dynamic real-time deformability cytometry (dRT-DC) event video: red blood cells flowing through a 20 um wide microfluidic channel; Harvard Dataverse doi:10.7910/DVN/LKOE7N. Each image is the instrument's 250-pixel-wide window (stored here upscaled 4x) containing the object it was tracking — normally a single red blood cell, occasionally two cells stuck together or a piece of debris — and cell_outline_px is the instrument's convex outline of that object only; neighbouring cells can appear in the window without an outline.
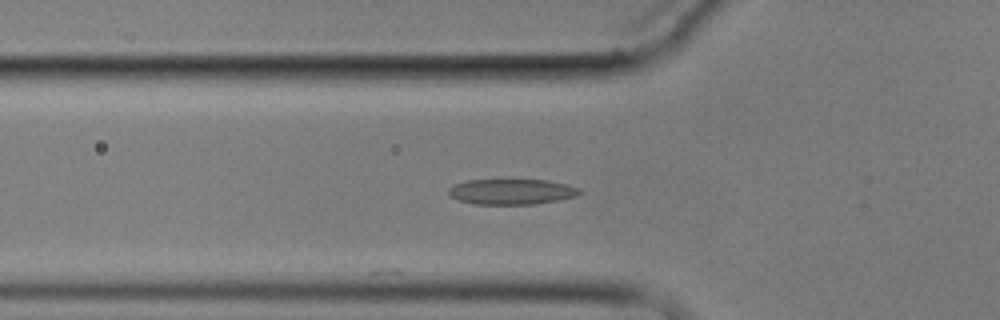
{"species": "common noctule bat (a hibernating species)", "species_latin": "Nyctalus noctula", "temperature_condition": "cold", "stored_images_in_passage": 5, "camera_frame_rate_fps": 3000, "um_per_image_px": 0.085, "animal": {"sex": "male", "body_mass_g": 17.9}, "frame": {"image": 1, "passage_image": 5, "time_ms": 6.333, "image_size_px": [1000, 320], "cell_outline_px": [[580, 192], [576, 196], [536, 204], [472, 204], [460, 200], [452, 196], [448, 192], [448, 188], [464, 180], [548, 180], [568, 184], [580, 188]], "centroid_in_image_um": [43.49, 16.29], "position_along_channel_um": 82.3, "area_um2": 19.36}}